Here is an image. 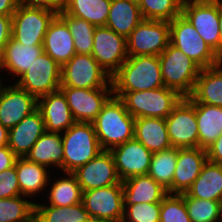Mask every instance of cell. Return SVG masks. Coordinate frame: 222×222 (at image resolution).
<instances>
[{
  "mask_svg": "<svg viewBox=\"0 0 222 222\" xmlns=\"http://www.w3.org/2000/svg\"><path fill=\"white\" fill-rule=\"evenodd\" d=\"M92 124L102 150L110 151L134 139L135 118L118 97L107 101Z\"/></svg>",
  "mask_w": 222,
  "mask_h": 222,
  "instance_id": "obj_1",
  "label": "cell"
},
{
  "mask_svg": "<svg viewBox=\"0 0 222 222\" xmlns=\"http://www.w3.org/2000/svg\"><path fill=\"white\" fill-rule=\"evenodd\" d=\"M113 91H144L164 86L159 56H128L111 76Z\"/></svg>",
  "mask_w": 222,
  "mask_h": 222,
  "instance_id": "obj_2",
  "label": "cell"
},
{
  "mask_svg": "<svg viewBox=\"0 0 222 222\" xmlns=\"http://www.w3.org/2000/svg\"><path fill=\"white\" fill-rule=\"evenodd\" d=\"M134 117L166 118L183 98L165 86L144 91H113Z\"/></svg>",
  "mask_w": 222,
  "mask_h": 222,
  "instance_id": "obj_3",
  "label": "cell"
},
{
  "mask_svg": "<svg viewBox=\"0 0 222 222\" xmlns=\"http://www.w3.org/2000/svg\"><path fill=\"white\" fill-rule=\"evenodd\" d=\"M61 135L63 173H73L103 151L92 122H75Z\"/></svg>",
  "mask_w": 222,
  "mask_h": 222,
  "instance_id": "obj_4",
  "label": "cell"
},
{
  "mask_svg": "<svg viewBox=\"0 0 222 222\" xmlns=\"http://www.w3.org/2000/svg\"><path fill=\"white\" fill-rule=\"evenodd\" d=\"M164 86L189 97L201 68L181 50L169 44L159 55Z\"/></svg>",
  "mask_w": 222,
  "mask_h": 222,
  "instance_id": "obj_5",
  "label": "cell"
},
{
  "mask_svg": "<svg viewBox=\"0 0 222 222\" xmlns=\"http://www.w3.org/2000/svg\"><path fill=\"white\" fill-rule=\"evenodd\" d=\"M170 24V44L181 50L201 69L220 63L217 53L199 35L197 30L181 13Z\"/></svg>",
  "mask_w": 222,
  "mask_h": 222,
  "instance_id": "obj_6",
  "label": "cell"
},
{
  "mask_svg": "<svg viewBox=\"0 0 222 222\" xmlns=\"http://www.w3.org/2000/svg\"><path fill=\"white\" fill-rule=\"evenodd\" d=\"M61 86L75 88H113L110 74L91 54H75L61 67Z\"/></svg>",
  "mask_w": 222,
  "mask_h": 222,
  "instance_id": "obj_7",
  "label": "cell"
},
{
  "mask_svg": "<svg viewBox=\"0 0 222 222\" xmlns=\"http://www.w3.org/2000/svg\"><path fill=\"white\" fill-rule=\"evenodd\" d=\"M57 14L44 8L18 5L12 15L11 37L28 45H43L50 22Z\"/></svg>",
  "mask_w": 222,
  "mask_h": 222,
  "instance_id": "obj_8",
  "label": "cell"
},
{
  "mask_svg": "<svg viewBox=\"0 0 222 222\" xmlns=\"http://www.w3.org/2000/svg\"><path fill=\"white\" fill-rule=\"evenodd\" d=\"M128 56H159L170 44L167 21L143 19L126 38Z\"/></svg>",
  "mask_w": 222,
  "mask_h": 222,
  "instance_id": "obj_9",
  "label": "cell"
},
{
  "mask_svg": "<svg viewBox=\"0 0 222 222\" xmlns=\"http://www.w3.org/2000/svg\"><path fill=\"white\" fill-rule=\"evenodd\" d=\"M37 99L61 87V66L44 51L15 82Z\"/></svg>",
  "mask_w": 222,
  "mask_h": 222,
  "instance_id": "obj_10",
  "label": "cell"
},
{
  "mask_svg": "<svg viewBox=\"0 0 222 222\" xmlns=\"http://www.w3.org/2000/svg\"><path fill=\"white\" fill-rule=\"evenodd\" d=\"M82 203L95 222H121L124 215L123 185L83 191Z\"/></svg>",
  "mask_w": 222,
  "mask_h": 222,
  "instance_id": "obj_11",
  "label": "cell"
},
{
  "mask_svg": "<svg viewBox=\"0 0 222 222\" xmlns=\"http://www.w3.org/2000/svg\"><path fill=\"white\" fill-rule=\"evenodd\" d=\"M165 119L172 147H199L196 103L188 97H183Z\"/></svg>",
  "mask_w": 222,
  "mask_h": 222,
  "instance_id": "obj_12",
  "label": "cell"
},
{
  "mask_svg": "<svg viewBox=\"0 0 222 222\" xmlns=\"http://www.w3.org/2000/svg\"><path fill=\"white\" fill-rule=\"evenodd\" d=\"M91 55L112 76L128 58L126 38L106 26L96 27Z\"/></svg>",
  "mask_w": 222,
  "mask_h": 222,
  "instance_id": "obj_13",
  "label": "cell"
},
{
  "mask_svg": "<svg viewBox=\"0 0 222 222\" xmlns=\"http://www.w3.org/2000/svg\"><path fill=\"white\" fill-rule=\"evenodd\" d=\"M59 89L63 92L76 122H92L113 96V88L61 86Z\"/></svg>",
  "mask_w": 222,
  "mask_h": 222,
  "instance_id": "obj_14",
  "label": "cell"
},
{
  "mask_svg": "<svg viewBox=\"0 0 222 222\" xmlns=\"http://www.w3.org/2000/svg\"><path fill=\"white\" fill-rule=\"evenodd\" d=\"M5 83H0V123L10 129L37 110L38 99L15 83Z\"/></svg>",
  "mask_w": 222,
  "mask_h": 222,
  "instance_id": "obj_15",
  "label": "cell"
},
{
  "mask_svg": "<svg viewBox=\"0 0 222 222\" xmlns=\"http://www.w3.org/2000/svg\"><path fill=\"white\" fill-rule=\"evenodd\" d=\"M82 191L103 188L122 183L118 176L113 155L103 150L89 162L73 172Z\"/></svg>",
  "mask_w": 222,
  "mask_h": 222,
  "instance_id": "obj_16",
  "label": "cell"
},
{
  "mask_svg": "<svg viewBox=\"0 0 222 222\" xmlns=\"http://www.w3.org/2000/svg\"><path fill=\"white\" fill-rule=\"evenodd\" d=\"M110 152L121 181L148 174L153 153L135 138L112 148Z\"/></svg>",
  "mask_w": 222,
  "mask_h": 222,
  "instance_id": "obj_17",
  "label": "cell"
},
{
  "mask_svg": "<svg viewBox=\"0 0 222 222\" xmlns=\"http://www.w3.org/2000/svg\"><path fill=\"white\" fill-rule=\"evenodd\" d=\"M181 13L220 58L219 4L182 5Z\"/></svg>",
  "mask_w": 222,
  "mask_h": 222,
  "instance_id": "obj_18",
  "label": "cell"
},
{
  "mask_svg": "<svg viewBox=\"0 0 222 222\" xmlns=\"http://www.w3.org/2000/svg\"><path fill=\"white\" fill-rule=\"evenodd\" d=\"M207 160L206 149L200 147L178 149L172 185L167 189V192L171 194L186 193L201 173Z\"/></svg>",
  "mask_w": 222,
  "mask_h": 222,
  "instance_id": "obj_19",
  "label": "cell"
},
{
  "mask_svg": "<svg viewBox=\"0 0 222 222\" xmlns=\"http://www.w3.org/2000/svg\"><path fill=\"white\" fill-rule=\"evenodd\" d=\"M42 52L43 45L21 44L11 37L0 57V73L3 74L6 71L7 77L10 74L9 77L11 76L15 82ZM2 74H0L1 80H6Z\"/></svg>",
  "mask_w": 222,
  "mask_h": 222,
  "instance_id": "obj_20",
  "label": "cell"
},
{
  "mask_svg": "<svg viewBox=\"0 0 222 222\" xmlns=\"http://www.w3.org/2000/svg\"><path fill=\"white\" fill-rule=\"evenodd\" d=\"M37 109L42 114L46 132L62 133L76 122L60 89L38 98Z\"/></svg>",
  "mask_w": 222,
  "mask_h": 222,
  "instance_id": "obj_21",
  "label": "cell"
},
{
  "mask_svg": "<svg viewBox=\"0 0 222 222\" xmlns=\"http://www.w3.org/2000/svg\"><path fill=\"white\" fill-rule=\"evenodd\" d=\"M45 131L42 114L37 109L9 129L7 146L17 157H26L32 146Z\"/></svg>",
  "mask_w": 222,
  "mask_h": 222,
  "instance_id": "obj_22",
  "label": "cell"
},
{
  "mask_svg": "<svg viewBox=\"0 0 222 222\" xmlns=\"http://www.w3.org/2000/svg\"><path fill=\"white\" fill-rule=\"evenodd\" d=\"M43 51L61 67L76 54L73 36L66 23L58 15L53 18L47 28Z\"/></svg>",
  "mask_w": 222,
  "mask_h": 222,
  "instance_id": "obj_23",
  "label": "cell"
},
{
  "mask_svg": "<svg viewBox=\"0 0 222 222\" xmlns=\"http://www.w3.org/2000/svg\"><path fill=\"white\" fill-rule=\"evenodd\" d=\"M15 169L18 176L20 192L32 200L45 195L48 181L53 172L47 167L29 161L26 157H18L15 162ZM39 195V196H38Z\"/></svg>",
  "mask_w": 222,
  "mask_h": 222,
  "instance_id": "obj_24",
  "label": "cell"
},
{
  "mask_svg": "<svg viewBox=\"0 0 222 222\" xmlns=\"http://www.w3.org/2000/svg\"><path fill=\"white\" fill-rule=\"evenodd\" d=\"M124 205L137 203H161L167 190L148 174L134 176L122 181Z\"/></svg>",
  "mask_w": 222,
  "mask_h": 222,
  "instance_id": "obj_25",
  "label": "cell"
},
{
  "mask_svg": "<svg viewBox=\"0 0 222 222\" xmlns=\"http://www.w3.org/2000/svg\"><path fill=\"white\" fill-rule=\"evenodd\" d=\"M64 176H50L48 186L46 188L45 197L47 200L43 202H35V205H50V206H72L82 202L83 191L78 183L76 176L73 173H63ZM57 178V179H56ZM56 179V180H55ZM52 181V182H51Z\"/></svg>",
  "mask_w": 222,
  "mask_h": 222,
  "instance_id": "obj_26",
  "label": "cell"
},
{
  "mask_svg": "<svg viewBox=\"0 0 222 222\" xmlns=\"http://www.w3.org/2000/svg\"><path fill=\"white\" fill-rule=\"evenodd\" d=\"M63 156L61 133L45 131L32 146L26 158L31 162L47 167L49 170L53 169V173H55L54 168L63 171Z\"/></svg>",
  "mask_w": 222,
  "mask_h": 222,
  "instance_id": "obj_27",
  "label": "cell"
},
{
  "mask_svg": "<svg viewBox=\"0 0 222 222\" xmlns=\"http://www.w3.org/2000/svg\"><path fill=\"white\" fill-rule=\"evenodd\" d=\"M134 138L152 153L172 147L165 118H135Z\"/></svg>",
  "mask_w": 222,
  "mask_h": 222,
  "instance_id": "obj_28",
  "label": "cell"
},
{
  "mask_svg": "<svg viewBox=\"0 0 222 222\" xmlns=\"http://www.w3.org/2000/svg\"><path fill=\"white\" fill-rule=\"evenodd\" d=\"M194 103L222 107V64L201 69L192 94L188 97Z\"/></svg>",
  "mask_w": 222,
  "mask_h": 222,
  "instance_id": "obj_29",
  "label": "cell"
},
{
  "mask_svg": "<svg viewBox=\"0 0 222 222\" xmlns=\"http://www.w3.org/2000/svg\"><path fill=\"white\" fill-rule=\"evenodd\" d=\"M183 196H191L203 200H222V164L207 160L201 173Z\"/></svg>",
  "mask_w": 222,
  "mask_h": 222,
  "instance_id": "obj_30",
  "label": "cell"
},
{
  "mask_svg": "<svg viewBox=\"0 0 222 222\" xmlns=\"http://www.w3.org/2000/svg\"><path fill=\"white\" fill-rule=\"evenodd\" d=\"M143 19L138 3L130 0H111L105 26L127 38Z\"/></svg>",
  "mask_w": 222,
  "mask_h": 222,
  "instance_id": "obj_31",
  "label": "cell"
},
{
  "mask_svg": "<svg viewBox=\"0 0 222 222\" xmlns=\"http://www.w3.org/2000/svg\"><path fill=\"white\" fill-rule=\"evenodd\" d=\"M199 147L206 149L222 134V107L196 103Z\"/></svg>",
  "mask_w": 222,
  "mask_h": 222,
  "instance_id": "obj_32",
  "label": "cell"
},
{
  "mask_svg": "<svg viewBox=\"0 0 222 222\" xmlns=\"http://www.w3.org/2000/svg\"><path fill=\"white\" fill-rule=\"evenodd\" d=\"M111 0H66L64 13L78 17L99 27L105 26Z\"/></svg>",
  "mask_w": 222,
  "mask_h": 222,
  "instance_id": "obj_33",
  "label": "cell"
},
{
  "mask_svg": "<svg viewBox=\"0 0 222 222\" xmlns=\"http://www.w3.org/2000/svg\"><path fill=\"white\" fill-rule=\"evenodd\" d=\"M89 219L82 202L65 207L35 205L34 222H84Z\"/></svg>",
  "mask_w": 222,
  "mask_h": 222,
  "instance_id": "obj_34",
  "label": "cell"
},
{
  "mask_svg": "<svg viewBox=\"0 0 222 222\" xmlns=\"http://www.w3.org/2000/svg\"><path fill=\"white\" fill-rule=\"evenodd\" d=\"M178 148L155 152L151 158L148 175L166 190L172 185L174 171L176 169Z\"/></svg>",
  "mask_w": 222,
  "mask_h": 222,
  "instance_id": "obj_35",
  "label": "cell"
},
{
  "mask_svg": "<svg viewBox=\"0 0 222 222\" xmlns=\"http://www.w3.org/2000/svg\"><path fill=\"white\" fill-rule=\"evenodd\" d=\"M35 202L23 195L0 199V222H34Z\"/></svg>",
  "mask_w": 222,
  "mask_h": 222,
  "instance_id": "obj_36",
  "label": "cell"
},
{
  "mask_svg": "<svg viewBox=\"0 0 222 222\" xmlns=\"http://www.w3.org/2000/svg\"><path fill=\"white\" fill-rule=\"evenodd\" d=\"M57 15L66 23L73 36L76 54H91L96 26L84 19L64 12H60Z\"/></svg>",
  "mask_w": 222,
  "mask_h": 222,
  "instance_id": "obj_37",
  "label": "cell"
},
{
  "mask_svg": "<svg viewBox=\"0 0 222 222\" xmlns=\"http://www.w3.org/2000/svg\"><path fill=\"white\" fill-rule=\"evenodd\" d=\"M139 8L144 19L172 21L181 14L180 0H141Z\"/></svg>",
  "mask_w": 222,
  "mask_h": 222,
  "instance_id": "obj_38",
  "label": "cell"
},
{
  "mask_svg": "<svg viewBox=\"0 0 222 222\" xmlns=\"http://www.w3.org/2000/svg\"><path fill=\"white\" fill-rule=\"evenodd\" d=\"M191 222H218L219 201L183 196Z\"/></svg>",
  "mask_w": 222,
  "mask_h": 222,
  "instance_id": "obj_39",
  "label": "cell"
},
{
  "mask_svg": "<svg viewBox=\"0 0 222 222\" xmlns=\"http://www.w3.org/2000/svg\"><path fill=\"white\" fill-rule=\"evenodd\" d=\"M160 222H191L183 194L168 193L161 201Z\"/></svg>",
  "mask_w": 222,
  "mask_h": 222,
  "instance_id": "obj_40",
  "label": "cell"
},
{
  "mask_svg": "<svg viewBox=\"0 0 222 222\" xmlns=\"http://www.w3.org/2000/svg\"><path fill=\"white\" fill-rule=\"evenodd\" d=\"M161 203L124 205L121 222H160Z\"/></svg>",
  "mask_w": 222,
  "mask_h": 222,
  "instance_id": "obj_41",
  "label": "cell"
},
{
  "mask_svg": "<svg viewBox=\"0 0 222 222\" xmlns=\"http://www.w3.org/2000/svg\"><path fill=\"white\" fill-rule=\"evenodd\" d=\"M22 195L15 166L0 172V199Z\"/></svg>",
  "mask_w": 222,
  "mask_h": 222,
  "instance_id": "obj_42",
  "label": "cell"
},
{
  "mask_svg": "<svg viewBox=\"0 0 222 222\" xmlns=\"http://www.w3.org/2000/svg\"><path fill=\"white\" fill-rule=\"evenodd\" d=\"M17 3L28 7L44 8L56 14L63 12L66 6V0H17Z\"/></svg>",
  "mask_w": 222,
  "mask_h": 222,
  "instance_id": "obj_43",
  "label": "cell"
},
{
  "mask_svg": "<svg viewBox=\"0 0 222 222\" xmlns=\"http://www.w3.org/2000/svg\"><path fill=\"white\" fill-rule=\"evenodd\" d=\"M12 16L0 15V57L5 44L11 38Z\"/></svg>",
  "mask_w": 222,
  "mask_h": 222,
  "instance_id": "obj_44",
  "label": "cell"
},
{
  "mask_svg": "<svg viewBox=\"0 0 222 222\" xmlns=\"http://www.w3.org/2000/svg\"><path fill=\"white\" fill-rule=\"evenodd\" d=\"M208 161L216 164H222V134L206 148Z\"/></svg>",
  "mask_w": 222,
  "mask_h": 222,
  "instance_id": "obj_45",
  "label": "cell"
},
{
  "mask_svg": "<svg viewBox=\"0 0 222 222\" xmlns=\"http://www.w3.org/2000/svg\"><path fill=\"white\" fill-rule=\"evenodd\" d=\"M17 156L14 152L8 147L0 148V172L10 169L15 166V162L17 160Z\"/></svg>",
  "mask_w": 222,
  "mask_h": 222,
  "instance_id": "obj_46",
  "label": "cell"
},
{
  "mask_svg": "<svg viewBox=\"0 0 222 222\" xmlns=\"http://www.w3.org/2000/svg\"><path fill=\"white\" fill-rule=\"evenodd\" d=\"M17 7V0H0V15L12 16Z\"/></svg>",
  "mask_w": 222,
  "mask_h": 222,
  "instance_id": "obj_47",
  "label": "cell"
},
{
  "mask_svg": "<svg viewBox=\"0 0 222 222\" xmlns=\"http://www.w3.org/2000/svg\"><path fill=\"white\" fill-rule=\"evenodd\" d=\"M182 5L187 4H222V0H180Z\"/></svg>",
  "mask_w": 222,
  "mask_h": 222,
  "instance_id": "obj_48",
  "label": "cell"
},
{
  "mask_svg": "<svg viewBox=\"0 0 222 222\" xmlns=\"http://www.w3.org/2000/svg\"><path fill=\"white\" fill-rule=\"evenodd\" d=\"M9 129L0 123V148L8 144Z\"/></svg>",
  "mask_w": 222,
  "mask_h": 222,
  "instance_id": "obj_49",
  "label": "cell"
},
{
  "mask_svg": "<svg viewBox=\"0 0 222 222\" xmlns=\"http://www.w3.org/2000/svg\"><path fill=\"white\" fill-rule=\"evenodd\" d=\"M220 60L222 59V4H219Z\"/></svg>",
  "mask_w": 222,
  "mask_h": 222,
  "instance_id": "obj_50",
  "label": "cell"
},
{
  "mask_svg": "<svg viewBox=\"0 0 222 222\" xmlns=\"http://www.w3.org/2000/svg\"><path fill=\"white\" fill-rule=\"evenodd\" d=\"M218 222H222V200L220 201V206H219V218Z\"/></svg>",
  "mask_w": 222,
  "mask_h": 222,
  "instance_id": "obj_51",
  "label": "cell"
},
{
  "mask_svg": "<svg viewBox=\"0 0 222 222\" xmlns=\"http://www.w3.org/2000/svg\"><path fill=\"white\" fill-rule=\"evenodd\" d=\"M84 222H95V221L90 218L88 221H84Z\"/></svg>",
  "mask_w": 222,
  "mask_h": 222,
  "instance_id": "obj_52",
  "label": "cell"
},
{
  "mask_svg": "<svg viewBox=\"0 0 222 222\" xmlns=\"http://www.w3.org/2000/svg\"><path fill=\"white\" fill-rule=\"evenodd\" d=\"M130 1H133V2L139 3L141 0H130Z\"/></svg>",
  "mask_w": 222,
  "mask_h": 222,
  "instance_id": "obj_53",
  "label": "cell"
}]
</instances>
